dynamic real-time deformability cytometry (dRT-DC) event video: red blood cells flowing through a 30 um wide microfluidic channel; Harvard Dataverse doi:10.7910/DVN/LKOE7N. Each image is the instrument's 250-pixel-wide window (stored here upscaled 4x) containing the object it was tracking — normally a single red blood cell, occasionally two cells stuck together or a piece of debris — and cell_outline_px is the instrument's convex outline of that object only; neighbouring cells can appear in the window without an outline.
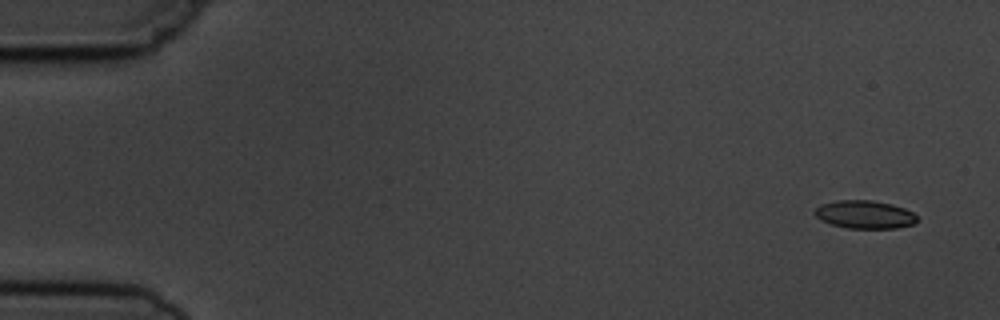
{"species": "common noctule bat (a hibernating species)", "species_latin": "Nyctalus noctula", "temperature_condition": "cold", "stored_images_in_passage": 4, "camera_frame_rate_fps": 3000, "um_per_image_px": 0.085, "animal": {"sex": "male", "body_mass_g": 19.5, "forearm_length_mm": 54.6}, "frame": {"image": 1, "passage_image": 1, "time_ms": 0.0, "image_size_px": [1000, 320], "cell_outline_px": [[916, 220], [912, 224], [896, 228], [848, 228], [832, 224], [820, 220], [812, 212], [820, 204], [836, 200], [872, 200], [892, 204], [904, 208], [912, 212], [916, 216]], "centroid_in_image_um": [73.45, 18.22], "position_along_channel_um": 11.5, "area_um2": 16.7}}